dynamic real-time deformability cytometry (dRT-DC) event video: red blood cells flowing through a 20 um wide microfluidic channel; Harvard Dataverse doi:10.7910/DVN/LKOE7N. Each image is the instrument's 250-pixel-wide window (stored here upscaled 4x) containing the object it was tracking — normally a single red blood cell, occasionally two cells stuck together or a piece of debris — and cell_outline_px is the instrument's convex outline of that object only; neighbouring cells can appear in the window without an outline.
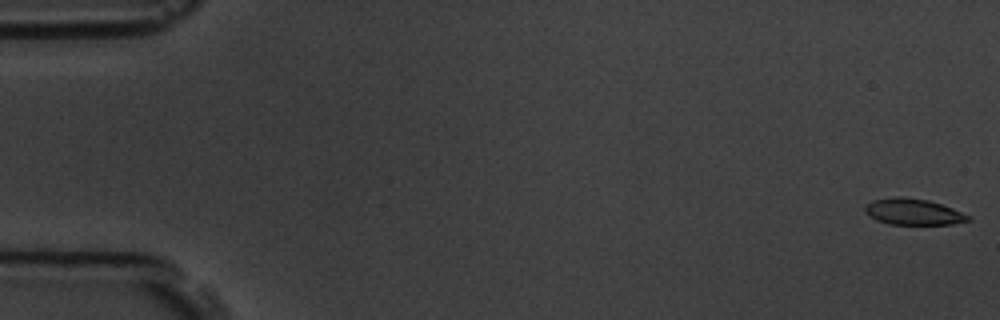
{"species": "common noctule bat (a hibernating species)", "species_latin": "Nyctalus noctula", "temperature_condition": "room temperature", "stored_images_in_passage": 9, "camera_frame_rate_fps": 3000, "um_per_image_px": 0.085, "animal": {"sex": "male", "body_mass_g": 19.5, "forearm_length_mm": 54.6}, "frame": {"image": 1, "passage_image": 1, "time_ms": 0.0, "image_size_px": [1000, 320], "cell_outline_px": [[972, 220], [952, 224], [888, 224], [876, 220], [864, 212], [864, 208], [872, 200], [896, 196], [900, 196], [928, 200], [952, 208], [972, 216]], "centroid_in_image_um": [77.63, 18.0], "position_along_channel_um": 7.4, "area_um2": 15.78}}
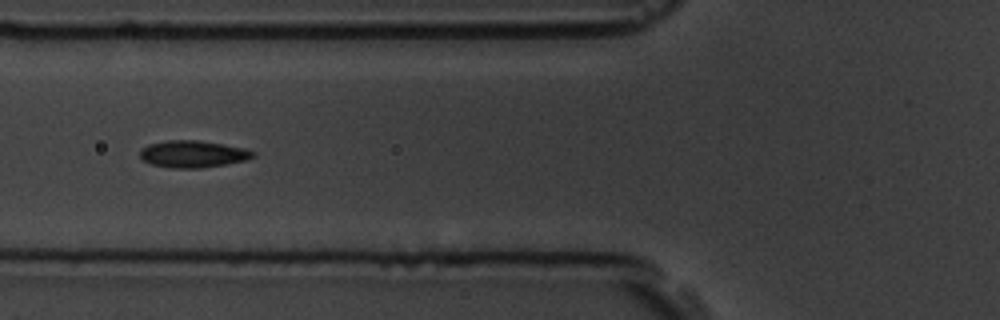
{"frame": {"image": 2, "passage_image": 6, "time_ms": 6.667, "image_size_px": [1000, 320], "cell_outline_px": [[256, 156], [244, 160], [224, 164], [200, 168], [172, 168], [152, 164], [144, 160], [140, 156], [140, 148], [148, 144], [168, 140], [196, 140], [224, 144], [244, 148], [256, 152]], "centroid_in_image_um": [16.39, 13.08], "position_along_channel_um": 109.4, "area_um2": 17.69}}
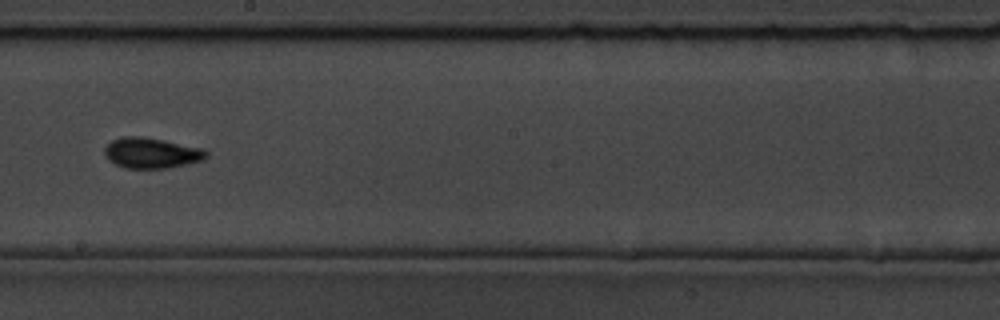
{"frame": {"image": 3, "passage_image": 9, "time_ms": 10.0, "image_size_px": [1000, 320], "cell_outline_px": [[208, 156], [204, 160], [168, 168], [124, 168], [108, 160], [104, 152], [104, 148], [112, 140], [120, 136], [140, 136], [164, 140], [204, 148], [208, 152]], "centroid_in_image_um": [12.89, 13.0], "position_along_channel_um": 235.3, "area_um2": 18.26}}